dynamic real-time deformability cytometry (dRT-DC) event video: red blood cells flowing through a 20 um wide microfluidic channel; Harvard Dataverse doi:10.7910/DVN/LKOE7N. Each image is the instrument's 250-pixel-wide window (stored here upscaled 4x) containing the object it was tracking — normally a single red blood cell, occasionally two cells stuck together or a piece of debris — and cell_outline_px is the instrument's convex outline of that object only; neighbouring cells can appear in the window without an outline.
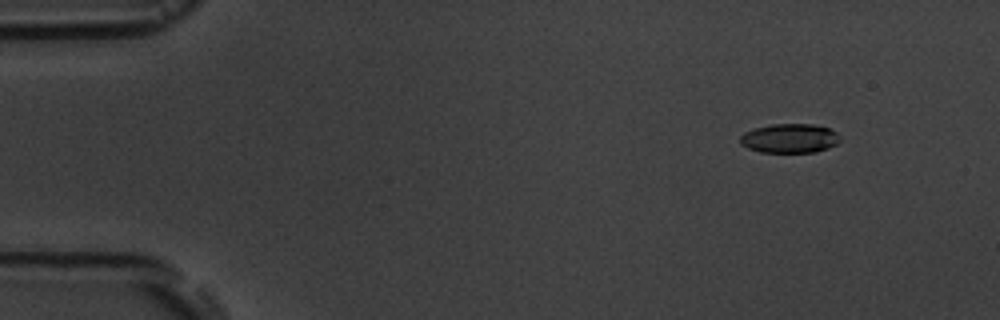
{"species": "common noctule bat (a hibernating species)", "species_latin": "Nyctalus noctula", "temperature_condition": "room temperature", "stored_images_in_passage": 5, "camera_frame_rate_fps": 3000, "um_per_image_px": 0.085, "animal": {"sex": "male", "body_mass_g": 19.5, "forearm_length_mm": 54.6}, "frame": {"image": 1, "passage_image": 2, "time_ms": 1.333, "image_size_px": [1000, 320], "cell_outline_px": [[840, 140], [836, 144], [828, 148], [816, 152], [760, 152], [748, 148], [740, 144], [740, 136], [744, 132], [756, 128], [772, 124], [812, 124], [828, 128], [836, 132], [840, 136]], "centroid_in_image_um": [67.12, 11.76], "position_along_channel_um": 17.9, "area_um2": 16.99}}
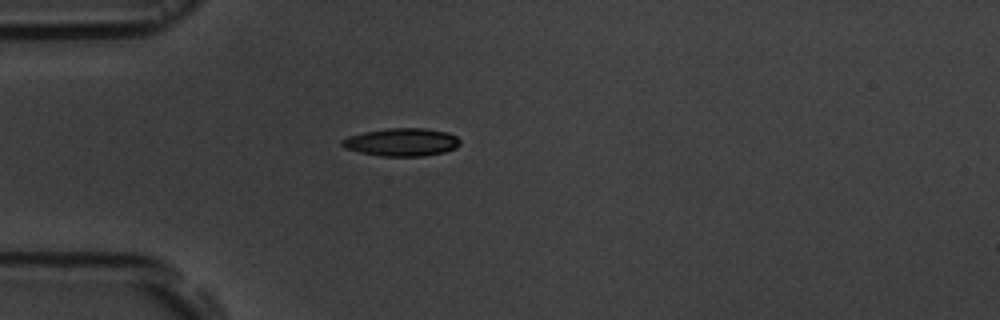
{"frame": {"image": 2, "passage_image": 5, "time_ms": 4.667, "image_size_px": [1000, 320], "cell_outline_px": [[460, 144], [456, 148], [444, 152], [424, 156], [380, 156], [360, 152], [344, 148], [340, 144], [340, 140], [348, 136], [364, 132], [388, 128], [424, 128], [448, 132], [456, 136], [460, 140]], "centroid_in_image_um": [34.14, 12.08], "position_along_channel_um": 50.9, "area_um2": 19.31}}